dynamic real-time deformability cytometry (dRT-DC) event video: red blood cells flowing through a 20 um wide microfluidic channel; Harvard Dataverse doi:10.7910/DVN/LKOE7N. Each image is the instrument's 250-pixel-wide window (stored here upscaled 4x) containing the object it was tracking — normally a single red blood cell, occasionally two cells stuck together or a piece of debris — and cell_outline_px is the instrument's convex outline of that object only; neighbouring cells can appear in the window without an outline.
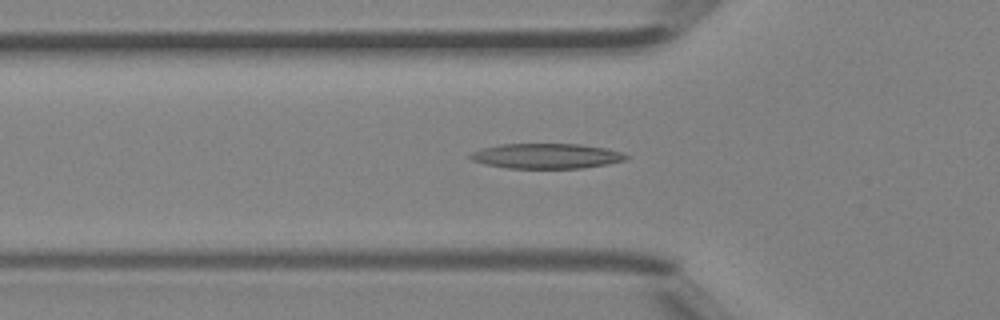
{"species": "Egyptian fruit bat (a non-hibernating species)", "species_latin": "Rousettus aegyptiacus", "temperature_condition": "room temperature", "stored_images_in_passage": 41, "camera_frame_rate_fps": 3000, "um_per_image_px": 0.085, "animal": {"sex": "female"}, "frame": {"image": 1, "passage_image": 11, "time_ms": 3.333, "image_size_px": [1000, 320], "cell_outline_px": [[628, 156], [624, 160], [608, 164], [580, 168], [508, 168], [488, 164], [472, 160], [468, 156], [472, 152], [484, 148], [500, 144], [580, 144], [608, 148], [624, 152]], "centroid_in_image_um": [46.49, 13.25], "position_along_channel_um": 79.3, "area_um2": 22.66}}
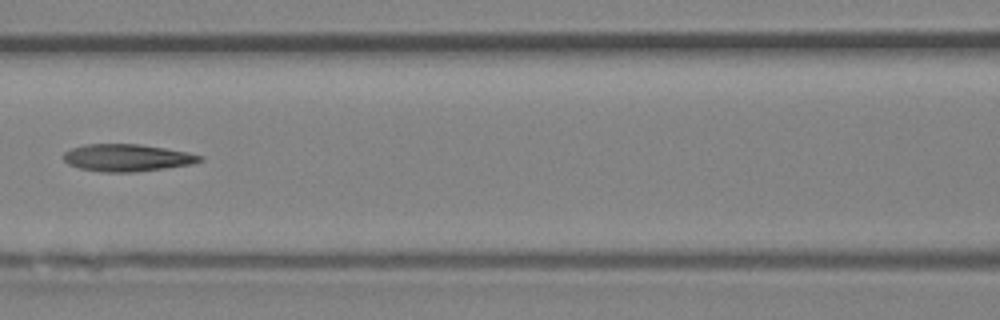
{"frame": {"image": 2, "passage_image": 16, "time_ms": 5.0, "image_size_px": [1000, 320], "cell_outline_px": [[204, 160], [192, 164], [164, 168], [132, 172], [104, 172], [80, 168], [68, 164], [64, 160], [64, 152], [72, 148], [84, 144], [140, 144], [188, 152], [204, 156]], "centroid_in_image_um": [10.82, 13.4], "position_along_channel_um": 155.8, "area_um2": 21.56}}
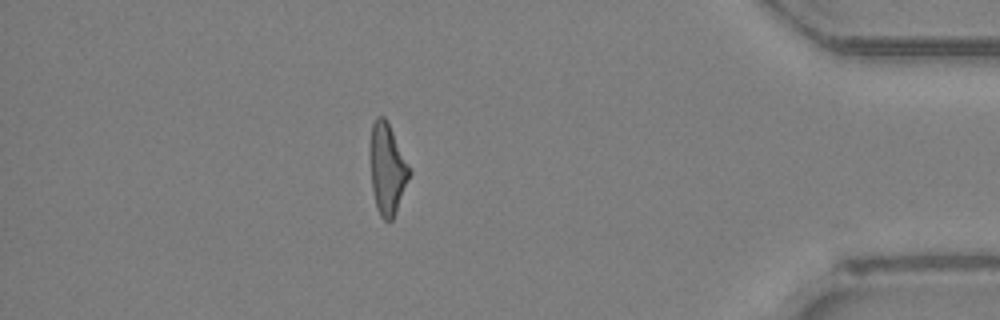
{"frame": {"image": 3, "passage_image": 35, "time_ms": 11.333, "image_size_px": [1000, 320], "cell_outline_px": [[412, 172], [396, 212], [392, 220], [384, 220], [380, 216], [376, 208], [372, 188], [368, 144], [372, 124], [376, 116], [384, 116]], "centroid_in_image_um": [32.88, 14.36], "position_along_channel_um": 402.3, "area_um2": 20.92}, "authors_computed_cell_mechanics": {"area_um2": 21.2126, "velocity_mm_per_s": 4.5833, "shape_relaxation_time_tau1_ms": 9.1574, "shape_relaxation_time_tau2_ms": 3.5298, "deformation_change_tau1": 0.2688, "deformation_change_tau2": 0.157}}